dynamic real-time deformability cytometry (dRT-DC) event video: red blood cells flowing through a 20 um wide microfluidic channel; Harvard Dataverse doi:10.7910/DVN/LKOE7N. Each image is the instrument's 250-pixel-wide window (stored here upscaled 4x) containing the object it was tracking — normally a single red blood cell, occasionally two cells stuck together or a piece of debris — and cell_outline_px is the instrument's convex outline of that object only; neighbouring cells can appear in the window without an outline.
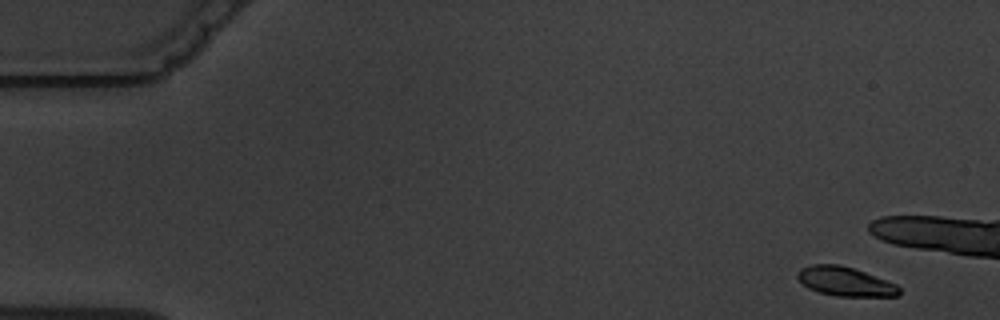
{"species": "common noctule bat (a hibernating species)", "species_latin": "Nyctalus noctula", "temperature_condition": "warm", "stored_images_in_passage": 6, "camera_frame_rate_fps": 3000, "um_per_image_px": 0.085, "animal": {"sex": "male", "body_mass_g": 19.5, "forearm_length_mm": 54.6}, "frame": {"image": 1, "passage_image": 1, "time_ms": 0.0, "image_size_px": [1000, 320], "cell_outline_px": [[900, 292], [896, 296], [836, 296], [820, 292], [808, 288], [796, 276], [800, 268], [812, 264], [840, 264], [864, 272], [896, 284], [900, 288]], "centroid_in_image_um": [71.82, 23.92], "position_along_channel_um": 13.2, "area_um2": 17.05}}